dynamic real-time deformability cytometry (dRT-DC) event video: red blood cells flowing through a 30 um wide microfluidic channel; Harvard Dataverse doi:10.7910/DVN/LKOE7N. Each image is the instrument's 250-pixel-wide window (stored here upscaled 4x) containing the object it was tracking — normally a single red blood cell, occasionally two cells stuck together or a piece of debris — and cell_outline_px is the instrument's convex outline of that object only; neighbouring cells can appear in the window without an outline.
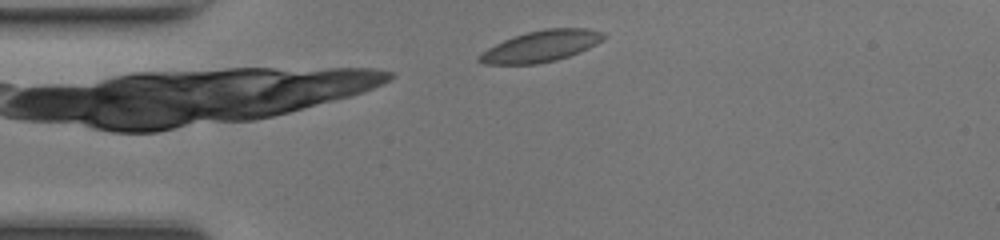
{"species": "common noctule bat (a hibernating species)", "species_latin": "Nyctalus noctula", "temperature_condition": "room temperature", "stored_images_in_passage": 37, "camera_frame_rate_fps": 3000, "um_per_image_px": 0.085, "animal": {"sex": "female", "body_mass_g": 17.0, "forearm_length_mm": 48.0}, "frame": {"image": 1, "passage_image": 2, "time_ms": 0.333, "image_size_px": [1000, 240], "cell_outline_px": [[608, 36], [604, 40], [580, 52], [556, 60], [536, 64], [484, 64], [476, 60], [476, 56], [488, 48], [512, 36], [544, 28], [588, 28], [604, 32]], "centroid_in_image_um": [46.01, 3.92], "position_along_channel_um": 39.0, "area_um2": 22.83}}
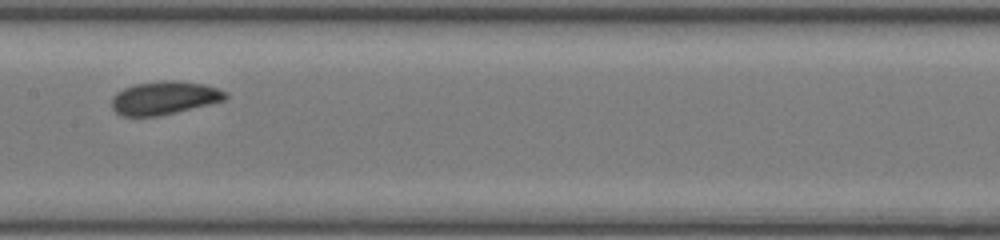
{"frame": {"image": 2, "passage_image": 15, "time_ms": 4.667, "image_size_px": [1000, 240], "cell_outline_px": [[228, 96], [224, 100], [176, 112], [156, 116], [120, 116], [112, 108], [112, 96], [116, 92], [124, 88], [136, 84], [164, 80], [176, 80], [204, 84], [228, 92]], "centroid_in_image_um": [13.94, 8.31], "position_along_channel_um": 193.5, "area_um2": 21.96}}
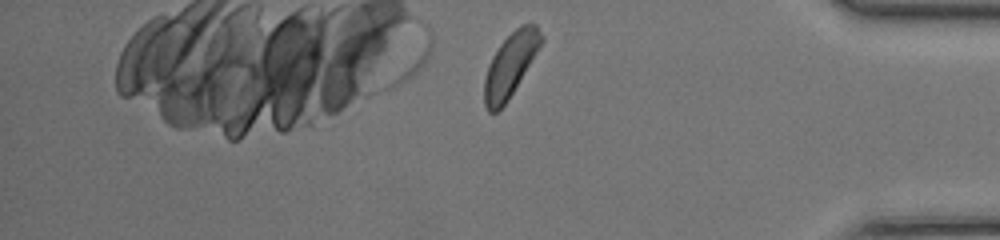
{"frame": {"image": 3, "passage_image": 31, "time_ms": 10.0, "image_size_px": [1000, 240], "cell_outline_px": [[544, 40], [508, 100], [496, 112], [488, 112], [484, 104], [484, 80], [492, 56], [500, 44], [520, 24], [536, 24], [544, 36]], "centroid_in_image_um": [43.39, 5.5], "position_along_channel_um": 391.8, "area_um2": 20.75}, "authors_computed_cell_mechanics": {"area_um2": 21.5594, "velocity_mm_per_s": 4.2471, "shape_relaxation_time_tau1_ms": 3.8229, "shape_relaxation_time_tau2_ms": 8.7389, "deformation_change_tau1": 0.0995, "deformation_change_tau2": 0.1269}}